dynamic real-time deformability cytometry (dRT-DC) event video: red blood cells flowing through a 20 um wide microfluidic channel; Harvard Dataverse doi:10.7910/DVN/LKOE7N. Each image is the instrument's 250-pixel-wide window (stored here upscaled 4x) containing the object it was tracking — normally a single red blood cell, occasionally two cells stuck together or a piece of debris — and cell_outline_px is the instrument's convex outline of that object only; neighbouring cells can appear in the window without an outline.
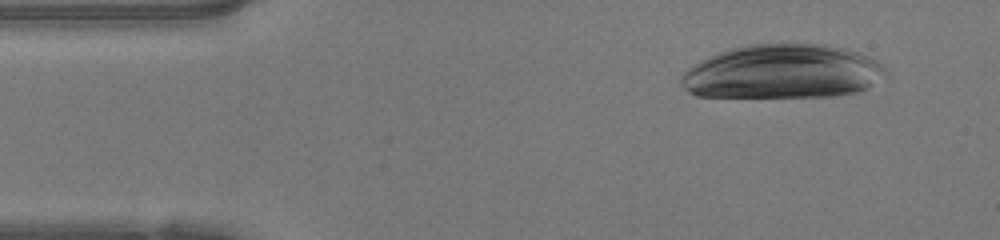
{"species": "human", "species_latin": "Homo sapiens", "temperature_condition": "warm", "stored_images_in_passage": 34, "camera_frame_rate_fps": 3000, "um_per_image_px": 0.085, "donor": {"sex": "female"}, "frame": {"image": 1, "passage_image": 2, "time_ms": 0.333, "image_size_px": [1000, 240], "cell_outline_px": [[892, 76], [860, 92], [836, 96], [696, 96], [688, 92], [680, 84], [680, 76], [688, 68], [700, 60], [708, 56], [732, 48], [748, 44], [828, 44], [844, 48], [868, 56], [876, 60]], "centroid_in_image_um": [66.57, 6.1], "position_along_channel_um": 18.4, "area_um2": 64.97}}
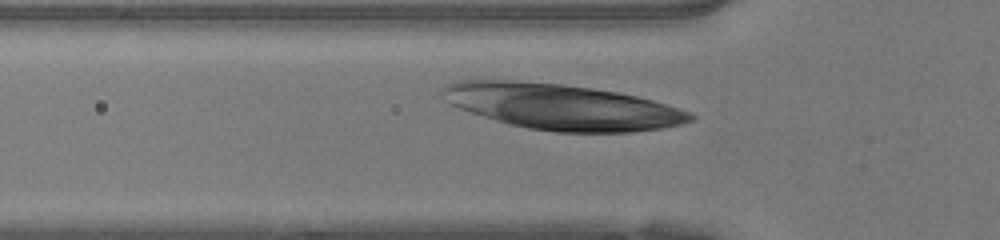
{"frame": {"image": 2, "passage_image": 11, "time_ms": 3.333, "image_size_px": [1000, 240], "cell_outline_px": [[696, 120], [680, 124], [660, 128], [632, 132], [556, 132], [528, 128], [508, 124], [460, 108], [444, 100], [440, 92], [440, 88], [456, 80], [512, 80], [560, 84], [592, 88], [616, 92], [636, 96], [652, 100], [692, 112], [696, 116]], "centroid_in_image_um": [47.75, 9.07], "position_along_channel_um": 78.0, "area_um2": 65.78}}